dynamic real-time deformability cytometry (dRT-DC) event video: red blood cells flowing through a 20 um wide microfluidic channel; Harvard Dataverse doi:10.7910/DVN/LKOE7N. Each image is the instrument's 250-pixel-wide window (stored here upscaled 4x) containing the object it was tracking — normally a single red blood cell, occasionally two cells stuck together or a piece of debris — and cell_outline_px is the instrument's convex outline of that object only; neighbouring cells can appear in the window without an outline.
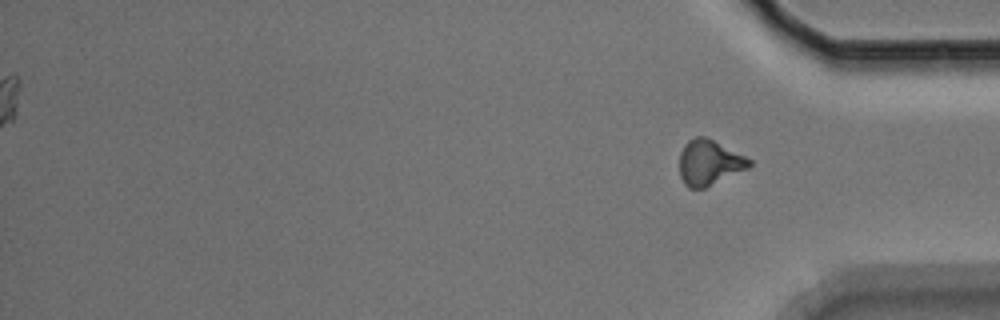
{"species": "Egyptian fruit bat (a non-hibernating species)", "species_latin": "Rousettus aegyptiacus", "temperature_condition": "room temperature", "stored_images_in_passage": 11, "segment_of_instrument_passage": [2, 2], "camera_frame_rate_fps": 3000, "um_per_image_px": 0.085, "animal": {"sex": "male"}, "frame": {"image": 1, "passage_image": 11, "time_ms": 3.333, "image_size_px": [1000, 320], "cell_outline_px": [[752, 164], [748, 168], [704, 188], [688, 188], [684, 184], [680, 176], [680, 152], [684, 144], [688, 140], [696, 136], [704, 136], [752, 160]], "centroid_in_image_um": [60.25, 13.82], "position_along_channel_um": 374.9, "area_um2": 18.15}}